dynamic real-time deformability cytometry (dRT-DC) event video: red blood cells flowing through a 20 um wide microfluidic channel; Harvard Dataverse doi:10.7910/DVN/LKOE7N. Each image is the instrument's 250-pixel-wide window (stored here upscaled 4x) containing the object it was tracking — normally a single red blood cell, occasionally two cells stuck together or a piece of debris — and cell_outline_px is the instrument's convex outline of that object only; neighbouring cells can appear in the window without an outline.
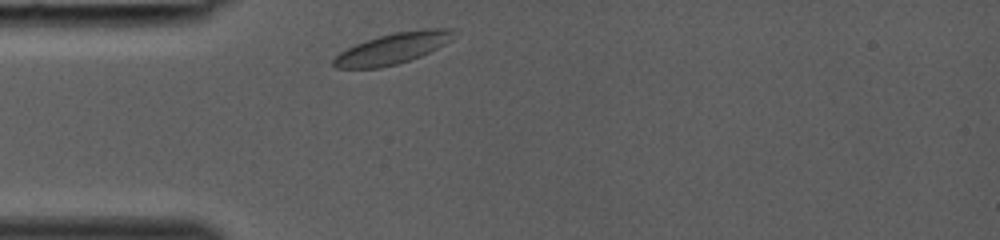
{"species": "common noctule bat (a hibernating species)", "species_latin": "Nyctalus noctula", "temperature_condition": "room temperature", "stored_images_in_passage": 24, "camera_frame_rate_fps": 3000, "um_per_image_px": 0.085, "animal": {"sex": "female", "body_mass_g": 19.0, "forearm_length_mm": 53.3}, "frame": {"image": 1, "passage_image": 1, "time_ms": 0.0, "image_size_px": [1000, 240], "cell_outline_px": [[456, 32], [452, 40], [420, 56], [396, 64], [380, 68], [336, 68], [332, 64], [332, 60], [340, 52], [364, 40], [392, 32], [424, 28], [456, 28]], "centroid_in_image_um": [33.4, 4.09], "position_along_channel_um": 51.6, "area_um2": 21.79}}
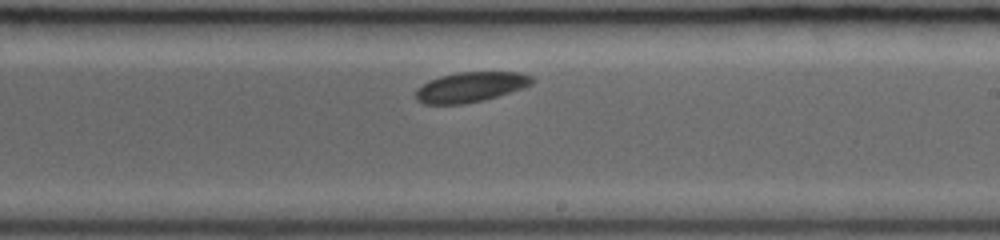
{"frame": {"image": 2, "passage_image": 14, "time_ms": 4.333, "image_size_px": [1000, 240], "cell_outline_px": [[532, 84], [524, 88], [484, 100], [464, 104], [424, 104], [416, 100], [416, 88], [428, 80], [440, 76], [456, 72], [520, 72], [532, 76]], "centroid_in_image_um": [39.98, 7.4], "position_along_channel_um": 249.0, "area_um2": 20.52}}
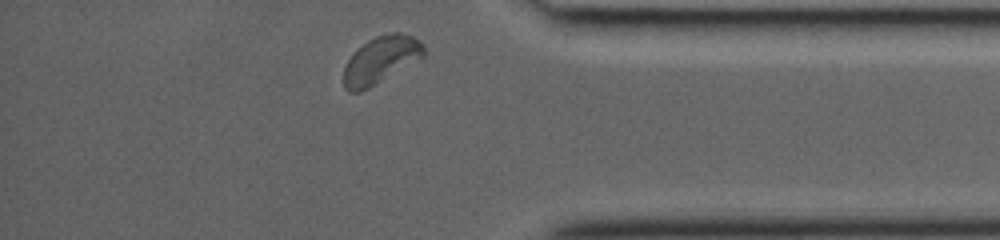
{"frame": {"image": 3, "passage_image": 24, "time_ms": 7.667, "image_size_px": [1000, 240], "cell_outline_px": [[424, 56], [368, 88], [360, 92], [348, 92], [344, 88], [344, 68], [348, 60], [356, 48], [368, 40], [376, 36], [392, 32], [400, 32], [412, 36], [420, 40], [424, 44]], "centroid_in_image_um": [32.35, 5.07], "position_along_channel_um": 402.9, "area_um2": 21.79}}